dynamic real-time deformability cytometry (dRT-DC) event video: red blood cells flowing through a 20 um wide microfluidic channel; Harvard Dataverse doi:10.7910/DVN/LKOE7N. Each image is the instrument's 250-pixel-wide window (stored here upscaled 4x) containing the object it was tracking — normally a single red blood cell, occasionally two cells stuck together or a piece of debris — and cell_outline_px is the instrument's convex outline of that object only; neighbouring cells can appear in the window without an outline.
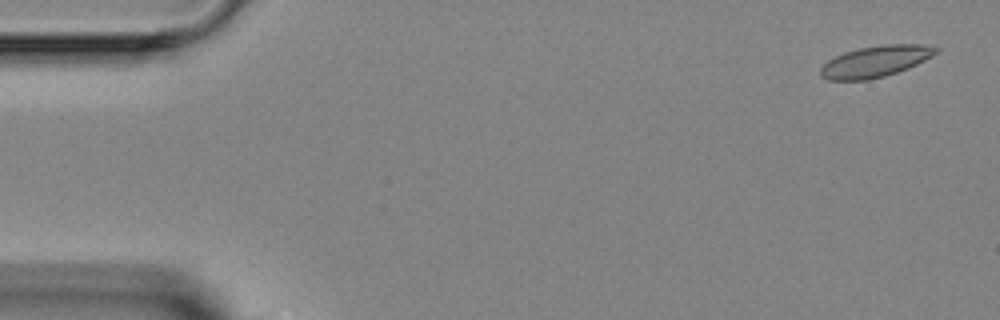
{"species": "Egyptian fruit bat (a non-hibernating species)", "species_latin": "Rousettus aegyptiacus", "temperature_condition": "room temperature", "stored_images_in_passage": 6, "camera_frame_rate_fps": 3000, "um_per_image_px": 0.085, "animal": {"sex": "female"}, "frame": {"image": 1, "passage_image": 1, "time_ms": 0.0, "image_size_px": [1000, 320], "cell_outline_px": [[940, 48], [932, 56], [908, 68], [884, 76], [868, 80], [828, 80], [820, 76], [820, 68], [828, 60], [844, 52], [860, 48], [884, 44], [924, 44]], "centroid_in_image_um": [74.4, 5.22], "position_along_channel_um": 10.6, "area_um2": 20.92}}
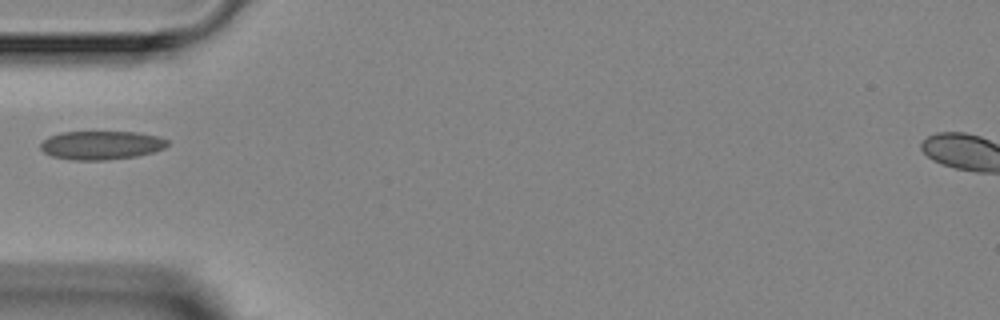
{"frame": {"image": 2, "passage_image": 5, "time_ms": 4.667, "image_size_px": [1000, 320], "cell_outline_px": [[168, 144], [164, 148], [152, 152], [136, 156], [104, 160], [72, 160], [52, 156], [44, 152], [40, 148], [40, 144], [48, 136], [60, 132], [136, 132], [160, 136], [168, 140]], "centroid_in_image_um": [8.6, 12.33], "position_along_channel_um": 76.4, "area_um2": 21.21}}
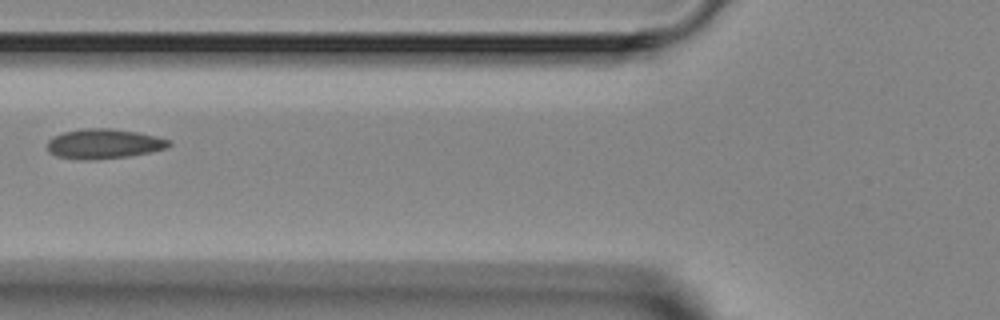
{"frame": {"image": 3, "passage_image": 6, "time_ms": 5.667, "image_size_px": [1000, 320], "cell_outline_px": [[172, 144], [168, 148], [152, 152], [128, 156], [96, 160], [84, 160], [56, 156], [48, 152], [48, 140], [52, 136], [64, 132], [84, 128], [112, 128], [136, 132], [156, 136], [168, 140]], "centroid_in_image_um": [8.82, 12.23], "position_along_channel_um": 117.0, "area_um2": 21.27}}